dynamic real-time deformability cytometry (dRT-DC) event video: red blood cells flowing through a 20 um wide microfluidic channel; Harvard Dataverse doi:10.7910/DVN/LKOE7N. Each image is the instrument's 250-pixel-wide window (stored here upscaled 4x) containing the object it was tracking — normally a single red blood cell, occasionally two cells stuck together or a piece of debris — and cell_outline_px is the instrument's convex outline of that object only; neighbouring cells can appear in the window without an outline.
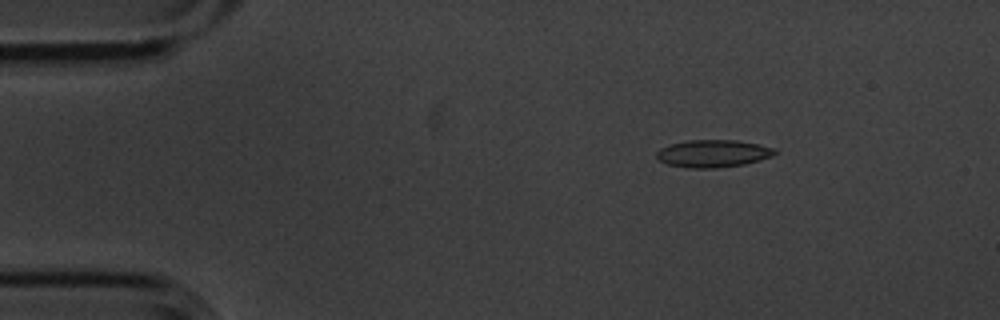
{"species": "common noctule bat (a hibernating species)", "species_latin": "Nyctalus noctula", "temperature_condition": "cold", "stored_images_in_passage": 5, "camera_frame_rate_fps": 3000, "um_per_image_px": 0.085, "animal": {"sex": "male", "body_mass_g": 20.1, "forearm_length_mm": 53.5}, "frame": {"image": 1, "passage_image": 3, "time_ms": 0.667, "image_size_px": [1000, 320], "cell_outline_px": [[776, 152], [772, 156], [760, 160], [744, 164], [716, 168], [688, 168], [668, 164], [660, 160], [656, 156], [656, 152], [660, 148], [668, 144], [688, 140], [736, 140], [760, 144], [776, 148]], "centroid_in_image_um": [60.61, 13.04], "position_along_channel_um": 24.4, "area_um2": 19.02}}